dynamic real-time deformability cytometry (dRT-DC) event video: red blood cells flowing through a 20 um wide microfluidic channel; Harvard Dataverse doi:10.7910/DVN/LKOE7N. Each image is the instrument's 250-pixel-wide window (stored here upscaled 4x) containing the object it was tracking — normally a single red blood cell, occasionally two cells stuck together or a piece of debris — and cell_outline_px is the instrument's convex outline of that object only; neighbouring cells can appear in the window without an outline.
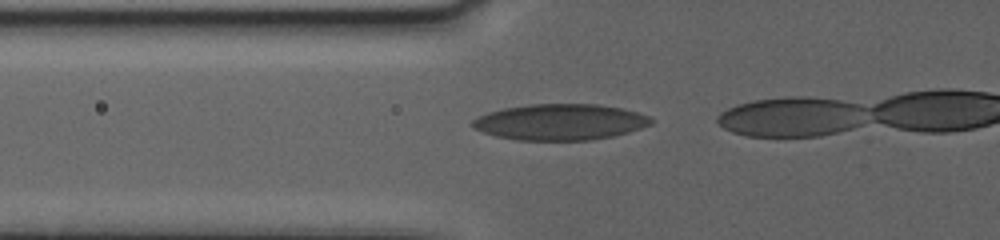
{"species": "human", "species_latin": "Homo sapiens", "temperature_condition": "warm", "stored_images_in_passage": 30, "camera_frame_rate_fps": 3000, "um_per_image_px": 0.085, "donor": {"sex": "female"}, "frame": {"image": 1, "passage_image": 25, "time_ms": 6.0, "image_size_px": [1000, 240], "cell_outline_px": [[652, 124], [628, 132], [612, 136], [588, 140], [516, 140], [496, 136], [484, 132], [468, 124], [472, 120], [488, 112], [504, 108], [528, 104], [596, 104], [624, 108], [648, 116], [652, 120]], "centroid_in_image_um": [47.6, 10.36], "position_along_channel_um": 78.2, "area_um2": 37.4}}